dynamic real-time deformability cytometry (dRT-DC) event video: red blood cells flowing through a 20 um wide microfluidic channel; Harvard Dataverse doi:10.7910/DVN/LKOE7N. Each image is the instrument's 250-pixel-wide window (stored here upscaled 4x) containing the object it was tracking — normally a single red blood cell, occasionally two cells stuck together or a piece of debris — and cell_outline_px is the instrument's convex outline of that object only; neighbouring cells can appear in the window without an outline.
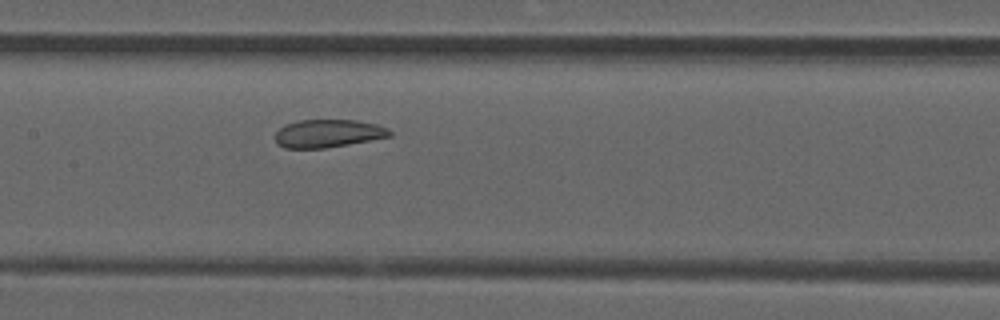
{"species": "common noctule bat (a hibernating species)", "species_latin": "Nyctalus noctula", "temperature_condition": "room temperature", "stored_images_in_passage": 36, "segment_of_instrument_passage": [2, 2], "camera_frame_rate_fps": 3000, "um_per_image_px": 0.085, "animal": {"sex": "male", "forearm_length_mm": 52.5}, "frame": {"image": 1, "passage_image": 18, "time_ms": 5.667, "image_size_px": [1000, 320], "cell_outline_px": [[392, 136], [348, 144], [324, 148], [284, 148], [276, 144], [276, 132], [284, 124], [300, 120], [356, 120], [376, 124], [388, 128], [392, 132]], "centroid_in_image_um": [27.88, 11.34], "position_along_channel_um": 179.5, "area_um2": 18.67}}
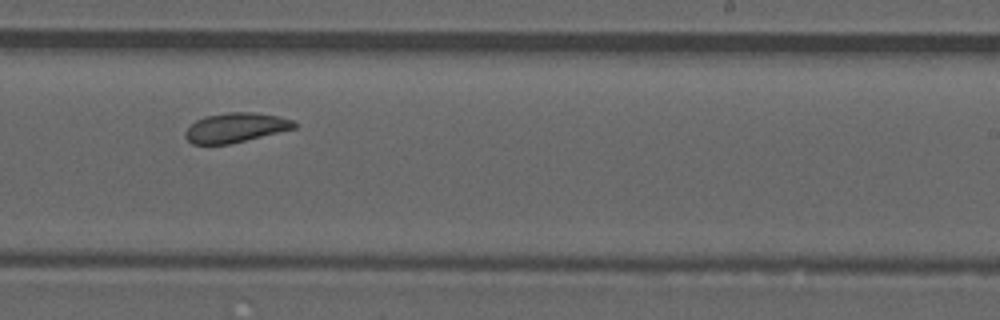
{"frame": {"image": 2, "passage_image": 25, "time_ms": 8.0, "image_size_px": [1000, 320], "cell_outline_px": [[296, 128], [232, 144], [192, 144], [184, 136], [184, 132], [196, 120], [208, 116], [228, 112], [252, 112], [280, 116], [292, 120], [296, 124]], "centroid_in_image_um": [20.04, 10.86], "position_along_channel_um": 269.0, "area_um2": 18.73}}
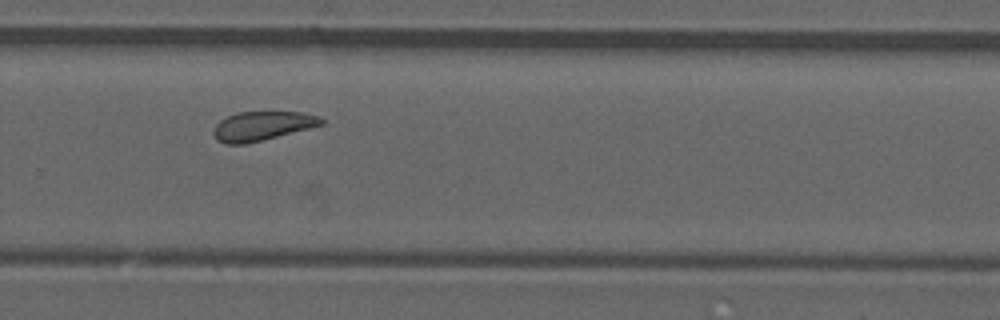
{"frame": {"image": 3, "passage_image": 28, "time_ms": 9.0, "image_size_px": [1000, 320], "cell_outline_px": [[324, 124], [244, 144], [224, 144], [216, 140], [212, 132], [216, 124], [220, 120], [236, 112], [304, 112], [320, 116], [324, 120]], "centroid_in_image_um": [22.25, 10.69], "position_along_channel_um": 307.5, "area_um2": 18.15}}